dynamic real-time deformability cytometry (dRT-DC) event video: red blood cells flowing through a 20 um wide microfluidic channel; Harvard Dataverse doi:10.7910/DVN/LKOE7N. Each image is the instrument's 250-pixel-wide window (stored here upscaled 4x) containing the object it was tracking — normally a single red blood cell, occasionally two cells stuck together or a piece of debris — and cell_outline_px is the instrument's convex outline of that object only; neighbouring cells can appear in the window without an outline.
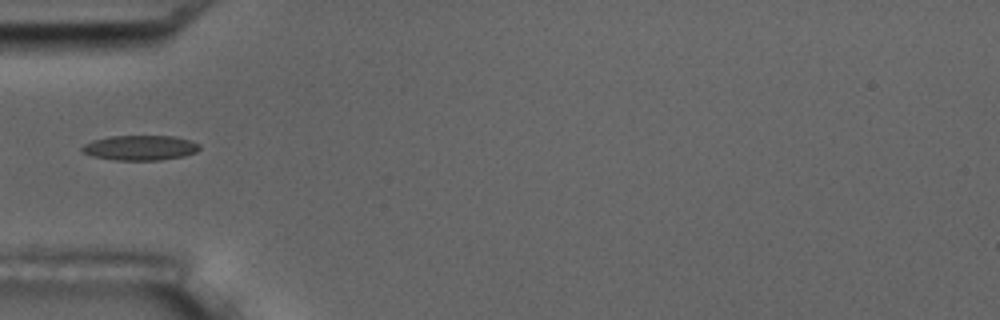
{"species": "common noctule bat (a hibernating species)", "species_latin": "Nyctalus noctula", "temperature_condition": "room temperature", "stored_images_in_passage": 5, "camera_frame_rate_fps": 3000, "um_per_image_px": 0.085, "animal": {"sex": "male", "body_mass_g": 17.5, "forearm_length_mm": 52.3}, "frame": {"image": 1, "passage_image": 5, "time_ms": 4.667, "image_size_px": [1000, 320], "cell_outline_px": [[200, 148], [196, 152], [184, 156], [160, 160], [116, 160], [96, 156], [80, 152], [80, 148], [84, 144], [92, 140], [108, 136], [172, 136], [192, 140], [200, 144]], "centroid_in_image_um": [11.92, 12.55], "position_along_channel_um": 73.1, "area_um2": 17.17}}